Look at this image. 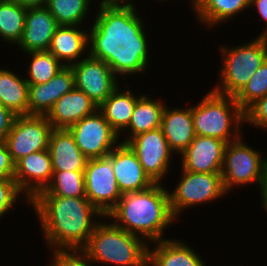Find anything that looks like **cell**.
I'll list each match as a JSON object with an SVG mask.
<instances>
[{
    "label": "cell",
    "mask_w": 267,
    "mask_h": 266,
    "mask_svg": "<svg viewBox=\"0 0 267 266\" xmlns=\"http://www.w3.org/2000/svg\"><path fill=\"white\" fill-rule=\"evenodd\" d=\"M74 87V73L72 68L67 66L63 67L47 83L29 85V115L46 116L55 102Z\"/></svg>",
    "instance_id": "obj_18"
},
{
    "label": "cell",
    "mask_w": 267,
    "mask_h": 266,
    "mask_svg": "<svg viewBox=\"0 0 267 266\" xmlns=\"http://www.w3.org/2000/svg\"><path fill=\"white\" fill-rule=\"evenodd\" d=\"M168 190L163 183H154L147 189L124 193L106 218L147 243L168 239L163 236L166 228L177 220Z\"/></svg>",
    "instance_id": "obj_3"
},
{
    "label": "cell",
    "mask_w": 267,
    "mask_h": 266,
    "mask_svg": "<svg viewBox=\"0 0 267 266\" xmlns=\"http://www.w3.org/2000/svg\"><path fill=\"white\" fill-rule=\"evenodd\" d=\"M97 109L98 106L84 92L74 87L55 102L46 117L54 129H68Z\"/></svg>",
    "instance_id": "obj_19"
},
{
    "label": "cell",
    "mask_w": 267,
    "mask_h": 266,
    "mask_svg": "<svg viewBox=\"0 0 267 266\" xmlns=\"http://www.w3.org/2000/svg\"><path fill=\"white\" fill-rule=\"evenodd\" d=\"M16 2L17 4L26 7H46L48 0H9Z\"/></svg>",
    "instance_id": "obj_39"
},
{
    "label": "cell",
    "mask_w": 267,
    "mask_h": 266,
    "mask_svg": "<svg viewBox=\"0 0 267 266\" xmlns=\"http://www.w3.org/2000/svg\"><path fill=\"white\" fill-rule=\"evenodd\" d=\"M247 9H250V0H198L191 10L196 13V21L210 29Z\"/></svg>",
    "instance_id": "obj_26"
},
{
    "label": "cell",
    "mask_w": 267,
    "mask_h": 266,
    "mask_svg": "<svg viewBox=\"0 0 267 266\" xmlns=\"http://www.w3.org/2000/svg\"><path fill=\"white\" fill-rule=\"evenodd\" d=\"M181 171L179 183L174 190L168 191L170 207L176 219L187 208L213 203L226 196L221 173H196L182 168Z\"/></svg>",
    "instance_id": "obj_8"
},
{
    "label": "cell",
    "mask_w": 267,
    "mask_h": 266,
    "mask_svg": "<svg viewBox=\"0 0 267 266\" xmlns=\"http://www.w3.org/2000/svg\"><path fill=\"white\" fill-rule=\"evenodd\" d=\"M201 99L191 106L196 135L215 137L227 144L242 136L244 111L234 96L210 90Z\"/></svg>",
    "instance_id": "obj_5"
},
{
    "label": "cell",
    "mask_w": 267,
    "mask_h": 266,
    "mask_svg": "<svg viewBox=\"0 0 267 266\" xmlns=\"http://www.w3.org/2000/svg\"><path fill=\"white\" fill-rule=\"evenodd\" d=\"M260 200L262 208L267 212V181L264 182V184L260 188Z\"/></svg>",
    "instance_id": "obj_41"
},
{
    "label": "cell",
    "mask_w": 267,
    "mask_h": 266,
    "mask_svg": "<svg viewBox=\"0 0 267 266\" xmlns=\"http://www.w3.org/2000/svg\"><path fill=\"white\" fill-rule=\"evenodd\" d=\"M99 4L105 6H136L133 0H101Z\"/></svg>",
    "instance_id": "obj_40"
},
{
    "label": "cell",
    "mask_w": 267,
    "mask_h": 266,
    "mask_svg": "<svg viewBox=\"0 0 267 266\" xmlns=\"http://www.w3.org/2000/svg\"><path fill=\"white\" fill-rule=\"evenodd\" d=\"M68 130L88 159L106 157L120 143L119 134L98 109L70 126Z\"/></svg>",
    "instance_id": "obj_10"
},
{
    "label": "cell",
    "mask_w": 267,
    "mask_h": 266,
    "mask_svg": "<svg viewBox=\"0 0 267 266\" xmlns=\"http://www.w3.org/2000/svg\"><path fill=\"white\" fill-rule=\"evenodd\" d=\"M243 137L242 135L229 142L225 147L221 177L226 193L236 186L243 187L252 183L260 189L266 181L267 158L259 150L246 144Z\"/></svg>",
    "instance_id": "obj_7"
},
{
    "label": "cell",
    "mask_w": 267,
    "mask_h": 266,
    "mask_svg": "<svg viewBox=\"0 0 267 266\" xmlns=\"http://www.w3.org/2000/svg\"><path fill=\"white\" fill-rule=\"evenodd\" d=\"M37 195L86 197L84 171L53 172L51 183Z\"/></svg>",
    "instance_id": "obj_31"
},
{
    "label": "cell",
    "mask_w": 267,
    "mask_h": 266,
    "mask_svg": "<svg viewBox=\"0 0 267 266\" xmlns=\"http://www.w3.org/2000/svg\"><path fill=\"white\" fill-rule=\"evenodd\" d=\"M148 245L106 219L96 225L83 249L96 265L148 266Z\"/></svg>",
    "instance_id": "obj_4"
},
{
    "label": "cell",
    "mask_w": 267,
    "mask_h": 266,
    "mask_svg": "<svg viewBox=\"0 0 267 266\" xmlns=\"http://www.w3.org/2000/svg\"><path fill=\"white\" fill-rule=\"evenodd\" d=\"M27 8L16 2L0 0V39L18 45L21 41Z\"/></svg>",
    "instance_id": "obj_28"
},
{
    "label": "cell",
    "mask_w": 267,
    "mask_h": 266,
    "mask_svg": "<svg viewBox=\"0 0 267 266\" xmlns=\"http://www.w3.org/2000/svg\"><path fill=\"white\" fill-rule=\"evenodd\" d=\"M127 144L136 153L144 172L154 183H163L170 171L174 153L169 148L161 127L140 133Z\"/></svg>",
    "instance_id": "obj_12"
},
{
    "label": "cell",
    "mask_w": 267,
    "mask_h": 266,
    "mask_svg": "<svg viewBox=\"0 0 267 266\" xmlns=\"http://www.w3.org/2000/svg\"><path fill=\"white\" fill-rule=\"evenodd\" d=\"M15 163L5 141H0V179H14Z\"/></svg>",
    "instance_id": "obj_36"
},
{
    "label": "cell",
    "mask_w": 267,
    "mask_h": 266,
    "mask_svg": "<svg viewBox=\"0 0 267 266\" xmlns=\"http://www.w3.org/2000/svg\"><path fill=\"white\" fill-rule=\"evenodd\" d=\"M70 67L74 73L75 87L98 107L119 86V80L109 65L89 54Z\"/></svg>",
    "instance_id": "obj_13"
},
{
    "label": "cell",
    "mask_w": 267,
    "mask_h": 266,
    "mask_svg": "<svg viewBox=\"0 0 267 266\" xmlns=\"http://www.w3.org/2000/svg\"><path fill=\"white\" fill-rule=\"evenodd\" d=\"M54 128L44 115L16 116L5 139L14 163L28 154L46 150Z\"/></svg>",
    "instance_id": "obj_9"
},
{
    "label": "cell",
    "mask_w": 267,
    "mask_h": 266,
    "mask_svg": "<svg viewBox=\"0 0 267 266\" xmlns=\"http://www.w3.org/2000/svg\"><path fill=\"white\" fill-rule=\"evenodd\" d=\"M84 182L87 199L104 216L117 205L123 195L113 173L112 160L108 156L88 159Z\"/></svg>",
    "instance_id": "obj_11"
},
{
    "label": "cell",
    "mask_w": 267,
    "mask_h": 266,
    "mask_svg": "<svg viewBox=\"0 0 267 266\" xmlns=\"http://www.w3.org/2000/svg\"><path fill=\"white\" fill-rule=\"evenodd\" d=\"M250 7H256L258 15L266 22L267 25V0H250ZM263 29L260 35L262 37H267V26Z\"/></svg>",
    "instance_id": "obj_38"
},
{
    "label": "cell",
    "mask_w": 267,
    "mask_h": 266,
    "mask_svg": "<svg viewBox=\"0 0 267 266\" xmlns=\"http://www.w3.org/2000/svg\"><path fill=\"white\" fill-rule=\"evenodd\" d=\"M23 193L19 190L16 181L14 179H0V219L5 217L10 209H13V206H16L20 201H24L30 204V201L25 197ZM23 198V199H22Z\"/></svg>",
    "instance_id": "obj_34"
},
{
    "label": "cell",
    "mask_w": 267,
    "mask_h": 266,
    "mask_svg": "<svg viewBox=\"0 0 267 266\" xmlns=\"http://www.w3.org/2000/svg\"><path fill=\"white\" fill-rule=\"evenodd\" d=\"M125 85L126 90L121 89L119 85L98 107V110L118 134H121L128 127L136 101L141 96L130 91V86L127 83Z\"/></svg>",
    "instance_id": "obj_24"
},
{
    "label": "cell",
    "mask_w": 267,
    "mask_h": 266,
    "mask_svg": "<svg viewBox=\"0 0 267 266\" xmlns=\"http://www.w3.org/2000/svg\"><path fill=\"white\" fill-rule=\"evenodd\" d=\"M52 177V160L48 149L28 154L15 163L14 180L29 201L46 189Z\"/></svg>",
    "instance_id": "obj_14"
},
{
    "label": "cell",
    "mask_w": 267,
    "mask_h": 266,
    "mask_svg": "<svg viewBox=\"0 0 267 266\" xmlns=\"http://www.w3.org/2000/svg\"><path fill=\"white\" fill-rule=\"evenodd\" d=\"M266 181H267V159H266Z\"/></svg>",
    "instance_id": "obj_43"
},
{
    "label": "cell",
    "mask_w": 267,
    "mask_h": 266,
    "mask_svg": "<svg viewBox=\"0 0 267 266\" xmlns=\"http://www.w3.org/2000/svg\"><path fill=\"white\" fill-rule=\"evenodd\" d=\"M81 27L83 26L60 25L54 33L48 51L65 67L76 64L89 54V31Z\"/></svg>",
    "instance_id": "obj_21"
},
{
    "label": "cell",
    "mask_w": 267,
    "mask_h": 266,
    "mask_svg": "<svg viewBox=\"0 0 267 266\" xmlns=\"http://www.w3.org/2000/svg\"><path fill=\"white\" fill-rule=\"evenodd\" d=\"M226 145L221 139L196 135L180 154L182 169L196 173H221Z\"/></svg>",
    "instance_id": "obj_15"
},
{
    "label": "cell",
    "mask_w": 267,
    "mask_h": 266,
    "mask_svg": "<svg viewBox=\"0 0 267 266\" xmlns=\"http://www.w3.org/2000/svg\"><path fill=\"white\" fill-rule=\"evenodd\" d=\"M92 0H48L46 8L59 25L80 26L89 15ZM83 23V24H82Z\"/></svg>",
    "instance_id": "obj_29"
},
{
    "label": "cell",
    "mask_w": 267,
    "mask_h": 266,
    "mask_svg": "<svg viewBox=\"0 0 267 266\" xmlns=\"http://www.w3.org/2000/svg\"><path fill=\"white\" fill-rule=\"evenodd\" d=\"M244 123L267 131V95L256 100L244 111Z\"/></svg>",
    "instance_id": "obj_35"
},
{
    "label": "cell",
    "mask_w": 267,
    "mask_h": 266,
    "mask_svg": "<svg viewBox=\"0 0 267 266\" xmlns=\"http://www.w3.org/2000/svg\"><path fill=\"white\" fill-rule=\"evenodd\" d=\"M48 150L53 172L84 171L88 158L80 151L68 129H53Z\"/></svg>",
    "instance_id": "obj_23"
},
{
    "label": "cell",
    "mask_w": 267,
    "mask_h": 266,
    "mask_svg": "<svg viewBox=\"0 0 267 266\" xmlns=\"http://www.w3.org/2000/svg\"><path fill=\"white\" fill-rule=\"evenodd\" d=\"M11 70L0 68V104L15 116L29 115V84L25 75L22 78Z\"/></svg>",
    "instance_id": "obj_27"
},
{
    "label": "cell",
    "mask_w": 267,
    "mask_h": 266,
    "mask_svg": "<svg viewBox=\"0 0 267 266\" xmlns=\"http://www.w3.org/2000/svg\"><path fill=\"white\" fill-rule=\"evenodd\" d=\"M137 9L99 4L93 25L88 28L89 55L104 61L123 80L137 74L146 75L151 64L147 27Z\"/></svg>",
    "instance_id": "obj_1"
},
{
    "label": "cell",
    "mask_w": 267,
    "mask_h": 266,
    "mask_svg": "<svg viewBox=\"0 0 267 266\" xmlns=\"http://www.w3.org/2000/svg\"><path fill=\"white\" fill-rule=\"evenodd\" d=\"M161 129L169 148L180 155L196 137L191 106L164 108Z\"/></svg>",
    "instance_id": "obj_20"
},
{
    "label": "cell",
    "mask_w": 267,
    "mask_h": 266,
    "mask_svg": "<svg viewBox=\"0 0 267 266\" xmlns=\"http://www.w3.org/2000/svg\"><path fill=\"white\" fill-rule=\"evenodd\" d=\"M165 104L159 99L150 95L141 94L136 101L131 121L128 127L119 136L127 132L128 136L123 137L122 143H127L134 136L161 127V120ZM129 131V132H128Z\"/></svg>",
    "instance_id": "obj_25"
},
{
    "label": "cell",
    "mask_w": 267,
    "mask_h": 266,
    "mask_svg": "<svg viewBox=\"0 0 267 266\" xmlns=\"http://www.w3.org/2000/svg\"><path fill=\"white\" fill-rule=\"evenodd\" d=\"M107 156L112 160L113 173L122 194L141 191L154 184L127 143L120 142Z\"/></svg>",
    "instance_id": "obj_16"
},
{
    "label": "cell",
    "mask_w": 267,
    "mask_h": 266,
    "mask_svg": "<svg viewBox=\"0 0 267 266\" xmlns=\"http://www.w3.org/2000/svg\"><path fill=\"white\" fill-rule=\"evenodd\" d=\"M267 95V59L255 71L248 83L235 96L236 102L245 111L256 100Z\"/></svg>",
    "instance_id": "obj_32"
},
{
    "label": "cell",
    "mask_w": 267,
    "mask_h": 266,
    "mask_svg": "<svg viewBox=\"0 0 267 266\" xmlns=\"http://www.w3.org/2000/svg\"><path fill=\"white\" fill-rule=\"evenodd\" d=\"M59 26L46 7L27 8L24 31L17 49L24 53L48 51Z\"/></svg>",
    "instance_id": "obj_17"
},
{
    "label": "cell",
    "mask_w": 267,
    "mask_h": 266,
    "mask_svg": "<svg viewBox=\"0 0 267 266\" xmlns=\"http://www.w3.org/2000/svg\"><path fill=\"white\" fill-rule=\"evenodd\" d=\"M29 205L51 250L83 248L96 225L106 219L87 197L36 195Z\"/></svg>",
    "instance_id": "obj_2"
},
{
    "label": "cell",
    "mask_w": 267,
    "mask_h": 266,
    "mask_svg": "<svg viewBox=\"0 0 267 266\" xmlns=\"http://www.w3.org/2000/svg\"><path fill=\"white\" fill-rule=\"evenodd\" d=\"M30 57L27 77L25 80L29 85L47 83L63 67H65L51 52L38 51L24 54Z\"/></svg>",
    "instance_id": "obj_30"
},
{
    "label": "cell",
    "mask_w": 267,
    "mask_h": 266,
    "mask_svg": "<svg viewBox=\"0 0 267 266\" xmlns=\"http://www.w3.org/2000/svg\"><path fill=\"white\" fill-rule=\"evenodd\" d=\"M227 46H220V81L212 90L235 97L267 59V37L257 36L243 45Z\"/></svg>",
    "instance_id": "obj_6"
},
{
    "label": "cell",
    "mask_w": 267,
    "mask_h": 266,
    "mask_svg": "<svg viewBox=\"0 0 267 266\" xmlns=\"http://www.w3.org/2000/svg\"><path fill=\"white\" fill-rule=\"evenodd\" d=\"M158 1H159V2H160V1H161V2H162V1H163V2H164V1H167V2H168V0H158ZM171 1H172V0H171ZM174 1H175V0H174ZM190 1H191V2H190ZM197 1H198V0H189V2H190V6H192V8H193V7L196 5Z\"/></svg>",
    "instance_id": "obj_42"
},
{
    "label": "cell",
    "mask_w": 267,
    "mask_h": 266,
    "mask_svg": "<svg viewBox=\"0 0 267 266\" xmlns=\"http://www.w3.org/2000/svg\"><path fill=\"white\" fill-rule=\"evenodd\" d=\"M52 262L49 266H93L83 248H57L51 251Z\"/></svg>",
    "instance_id": "obj_33"
},
{
    "label": "cell",
    "mask_w": 267,
    "mask_h": 266,
    "mask_svg": "<svg viewBox=\"0 0 267 266\" xmlns=\"http://www.w3.org/2000/svg\"><path fill=\"white\" fill-rule=\"evenodd\" d=\"M148 245V266H207L199 252L182 242L168 238Z\"/></svg>",
    "instance_id": "obj_22"
},
{
    "label": "cell",
    "mask_w": 267,
    "mask_h": 266,
    "mask_svg": "<svg viewBox=\"0 0 267 266\" xmlns=\"http://www.w3.org/2000/svg\"><path fill=\"white\" fill-rule=\"evenodd\" d=\"M15 115L2 104H0V141H5L11 130Z\"/></svg>",
    "instance_id": "obj_37"
}]
</instances>
